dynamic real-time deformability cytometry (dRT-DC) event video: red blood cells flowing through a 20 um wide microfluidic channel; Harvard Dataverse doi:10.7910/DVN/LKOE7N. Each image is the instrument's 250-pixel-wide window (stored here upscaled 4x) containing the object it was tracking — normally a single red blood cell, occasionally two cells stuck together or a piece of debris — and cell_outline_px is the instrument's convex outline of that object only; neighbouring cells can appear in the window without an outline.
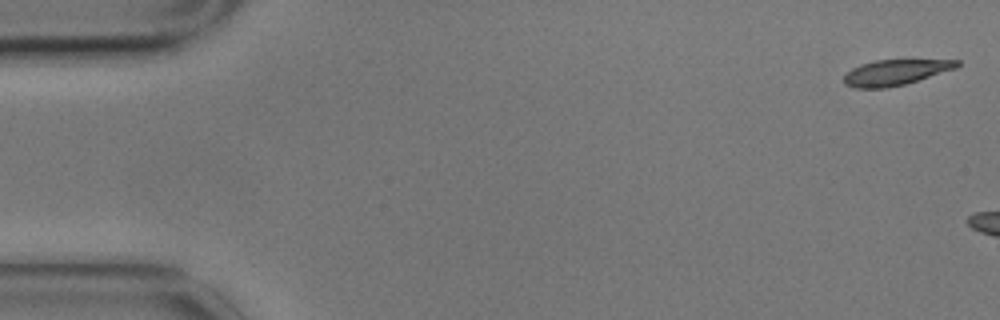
{"species": "common noctule bat (a hibernating species)", "species_latin": "Nyctalus noctula", "temperature_condition": "cold", "stored_images_in_passage": 3, "camera_frame_rate_fps": 3000, "um_per_image_px": 0.085, "animal": {"sex": "male", "body_mass_g": 17.9}, "frame": {"image": 1, "passage_image": 1, "time_ms": 0.0, "image_size_px": [1000, 320], "cell_outline_px": [[960, 64], [956, 68], [904, 84], [888, 88], [856, 88], [844, 84], [844, 76], [852, 68], [860, 64], [876, 60], [960, 60]], "centroid_in_image_um": [76.08, 6.15], "position_along_channel_um": 8.9, "area_um2": 16.65}}